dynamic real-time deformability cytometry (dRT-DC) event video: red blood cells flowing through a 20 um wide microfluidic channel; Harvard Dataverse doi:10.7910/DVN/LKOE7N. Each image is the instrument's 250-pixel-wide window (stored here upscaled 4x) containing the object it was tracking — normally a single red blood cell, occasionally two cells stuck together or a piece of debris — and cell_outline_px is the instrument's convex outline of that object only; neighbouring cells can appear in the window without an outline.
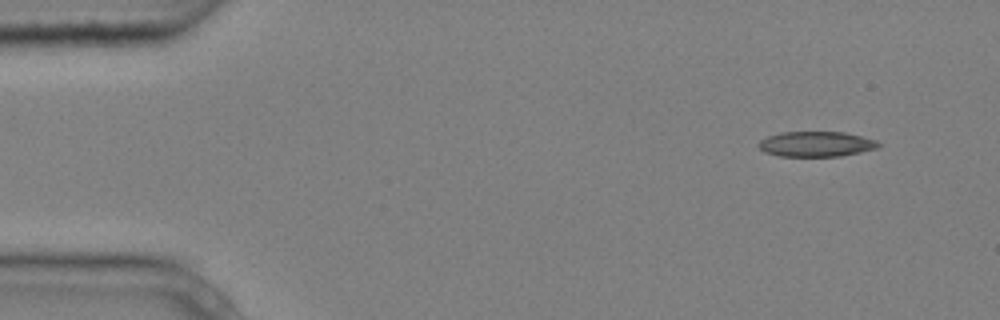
{"species": "common noctule bat (a hibernating species)", "species_latin": "Nyctalus noctula", "temperature_condition": "cold", "stored_images_in_passage": 4, "camera_frame_rate_fps": 3000, "um_per_image_px": 0.085, "animal": {"sex": "male", "body_mass_g": 20.4}, "frame": {"image": 1, "passage_image": 1, "time_ms": 0.0, "image_size_px": [1000, 320], "cell_outline_px": [[884, 144], [880, 148], [840, 156], [780, 156], [764, 152], [756, 144], [760, 140], [768, 136], [780, 132], [844, 132], [876, 140]], "centroid_in_image_um": [69.4, 12.24], "position_along_channel_um": 15.6, "area_um2": 17.74}}
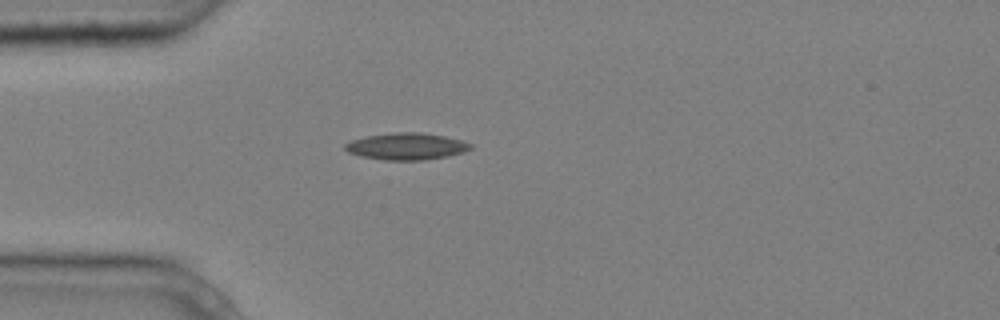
{"frame": {"image": 2, "passage_image": 3, "time_ms": 0.667, "image_size_px": [1000, 320], "cell_outline_px": [[472, 148], [464, 152], [448, 156], [424, 160], [384, 160], [360, 156], [348, 152], [344, 148], [344, 144], [352, 140], [368, 136], [392, 132], [420, 132], [444, 136], [460, 140], [472, 144]], "centroid_in_image_um": [34.54, 12.44], "position_along_channel_um": 50.5, "area_um2": 19.59}}